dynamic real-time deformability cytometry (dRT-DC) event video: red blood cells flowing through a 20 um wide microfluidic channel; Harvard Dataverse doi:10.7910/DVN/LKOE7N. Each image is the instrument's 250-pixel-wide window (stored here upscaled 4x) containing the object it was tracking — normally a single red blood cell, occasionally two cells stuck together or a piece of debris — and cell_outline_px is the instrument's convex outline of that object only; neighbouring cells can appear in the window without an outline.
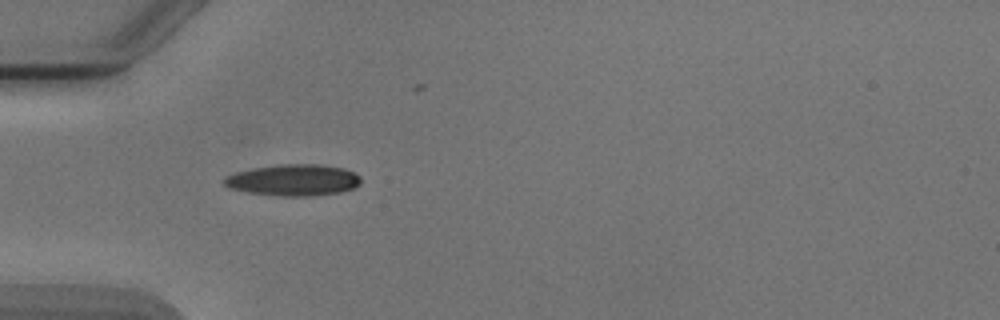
{"species": "Egyptian fruit bat (a non-hibernating species)", "species_latin": "Rousettus aegyptiacus", "temperature_condition": "cold", "stored_images_in_passage": 6, "camera_frame_rate_fps": 3000, "um_per_image_px": 0.085, "animal": {"sex": "male"}, "frame": {"image": 1, "passage_image": 2, "time_ms": 1.0, "image_size_px": [1000, 320], "cell_outline_px": [[360, 184], [352, 188], [340, 192], [312, 196], [280, 196], [248, 192], [228, 188], [224, 184], [224, 176], [236, 172], [256, 168], [280, 164], [316, 164], [344, 168], [360, 176]], "centroid_in_image_um": [24.93, 15.31], "position_along_channel_um": 60.1, "area_um2": 24.91}}
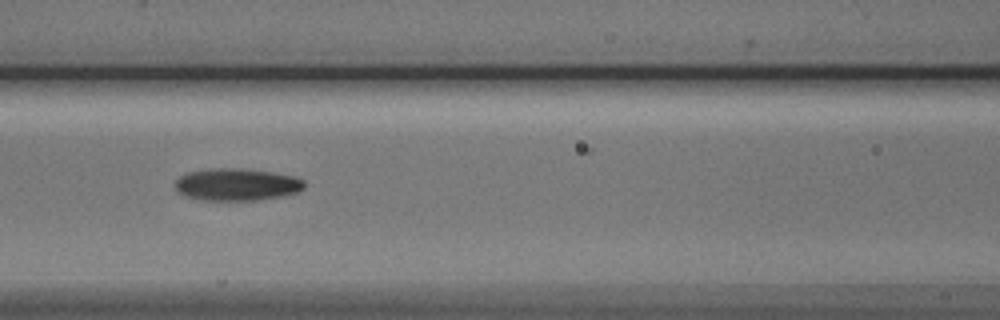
{"frame": {"image": 2, "passage_image": 4, "time_ms": 3.333, "image_size_px": [1000, 320], "cell_outline_px": [[304, 188], [296, 192], [280, 196], [256, 200], [200, 200], [184, 196], [176, 192], [176, 180], [180, 176], [188, 172], [208, 168], [240, 168], [272, 172], [296, 176], [304, 180]], "centroid_in_image_um": [20.09, 15.68], "position_along_channel_um": 146.5, "area_um2": 24.39}}
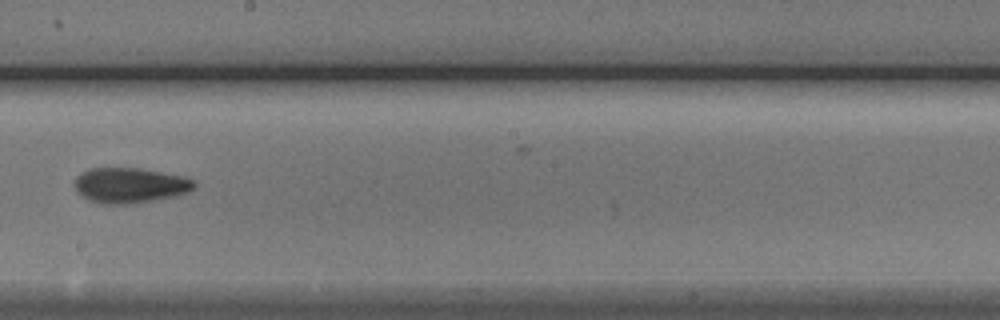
{"frame": {"image": 3, "passage_image": 6, "time_ms": 5.667, "image_size_px": [1000, 320], "cell_outline_px": [[196, 184], [188, 192], [172, 196], [152, 200], [128, 204], [100, 204], [88, 200], [80, 196], [76, 192], [76, 176], [80, 172], [88, 168], [140, 168], [184, 176], [196, 180]], "centroid_in_image_um": [11.01, 15.74], "position_along_channel_um": 237.2, "area_um2": 24.68}}